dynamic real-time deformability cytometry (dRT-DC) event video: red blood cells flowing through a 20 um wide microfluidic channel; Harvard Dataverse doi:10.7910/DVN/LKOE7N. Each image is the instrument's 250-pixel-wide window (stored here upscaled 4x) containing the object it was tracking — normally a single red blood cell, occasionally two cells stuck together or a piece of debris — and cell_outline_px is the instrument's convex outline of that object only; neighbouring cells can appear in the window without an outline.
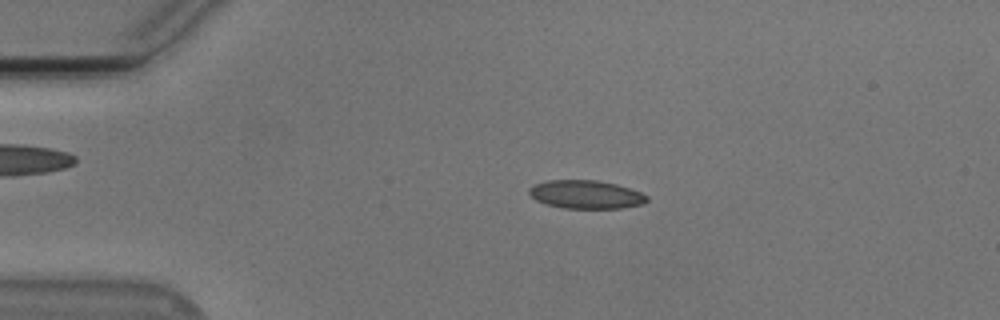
{"species": "Egyptian fruit bat (a non-hibernating species)", "species_latin": "Rousettus aegyptiacus", "temperature_condition": "cold", "stored_images_in_passage": 53, "camera_frame_rate_fps": 3000, "um_per_image_px": 0.085, "animal": {"sex": "male"}, "frame": {"image": 1, "passage_image": 11, "time_ms": 3.333, "image_size_px": [1000, 320], "cell_outline_px": [[648, 200], [644, 204], [624, 208], [564, 208], [548, 204], [536, 200], [528, 192], [528, 188], [532, 184], [548, 180], [596, 180], [616, 184], [640, 192], [648, 196]], "centroid_in_image_um": [49.8, 16.52], "position_along_channel_um": 35.2, "area_um2": 19.48}}
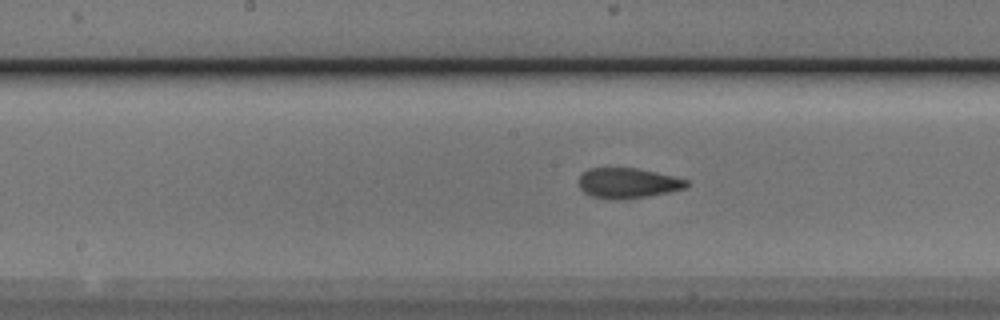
{"frame": {"image": 2, "passage_image": 27, "time_ms": 8.667, "image_size_px": [1000, 320], "cell_outline_px": [[688, 184], [684, 188], [668, 192], [648, 196], [620, 200], [612, 200], [592, 196], [584, 192], [580, 188], [580, 176], [588, 168], [636, 168], [656, 172], [688, 180]], "centroid_in_image_um": [53.35, 15.57], "position_along_channel_um": 194.9, "area_um2": 18.84}}
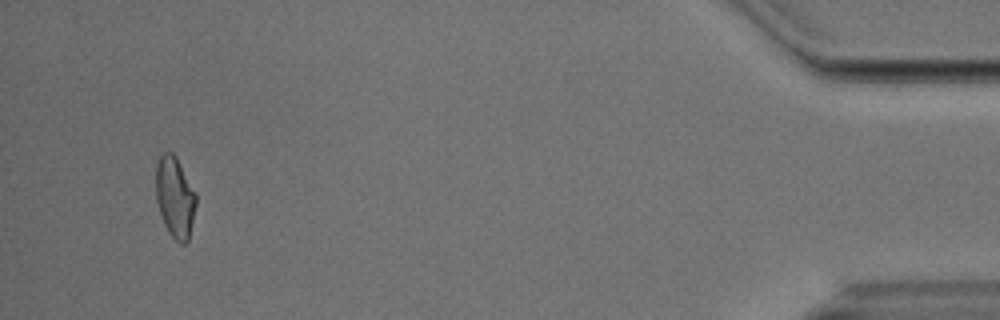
{"frame": {"image": 3, "passage_image": 51, "time_ms": 16.667, "image_size_px": [1000, 320], "cell_outline_px": [[196, 204], [188, 240], [184, 244], [180, 244], [168, 232], [164, 224], [156, 200], [156, 164], [160, 156], [164, 152], [172, 152], [176, 156], [196, 192]], "centroid_in_image_um": [14.87, 16.74], "position_along_channel_um": 420.3, "area_um2": 18.9}, "authors_computed_cell_mechanics": {"area_um2": 19.0162, "velocity_mm_per_s": 3.7781, "shape_relaxation_time_tau1_ms": 3.4318, "shape_relaxation_time_tau2_ms": 1.2615, "deformation_change_tau1": 0.1385, "deformation_change_tau2": 0.0805}}